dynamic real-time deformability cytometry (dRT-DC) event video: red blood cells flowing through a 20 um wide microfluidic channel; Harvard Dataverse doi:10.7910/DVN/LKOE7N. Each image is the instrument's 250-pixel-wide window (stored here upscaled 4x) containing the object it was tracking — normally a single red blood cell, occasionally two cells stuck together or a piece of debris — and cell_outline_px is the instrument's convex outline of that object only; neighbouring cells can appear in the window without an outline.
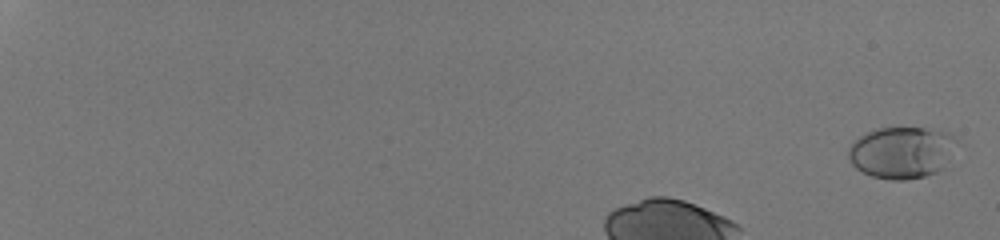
{"species": "human", "species_latin": "Homo sapiens", "temperature_condition": "room temperature", "stored_images_in_passage": 40, "segment_of_instrument_passage": [1, 2], "camera_frame_rate_fps": 3000, "um_per_image_px": 0.085, "donor": {"sex": "male"}, "frame": {"image": 1, "passage_image": 2, "time_ms": 0.333, "image_size_px": [1000, 240], "cell_outline_px": [[956, 140], [944, 168], [936, 172], [924, 176], [904, 180], [892, 180], [872, 176], [856, 168], [852, 164], [848, 156], [848, 148], [860, 136], [868, 132], [880, 128], [924, 128], [952, 132], [956, 136]], "centroid_in_image_um": [76.65, 12.95], "position_along_channel_um": 8.3, "area_um2": 32.43}}